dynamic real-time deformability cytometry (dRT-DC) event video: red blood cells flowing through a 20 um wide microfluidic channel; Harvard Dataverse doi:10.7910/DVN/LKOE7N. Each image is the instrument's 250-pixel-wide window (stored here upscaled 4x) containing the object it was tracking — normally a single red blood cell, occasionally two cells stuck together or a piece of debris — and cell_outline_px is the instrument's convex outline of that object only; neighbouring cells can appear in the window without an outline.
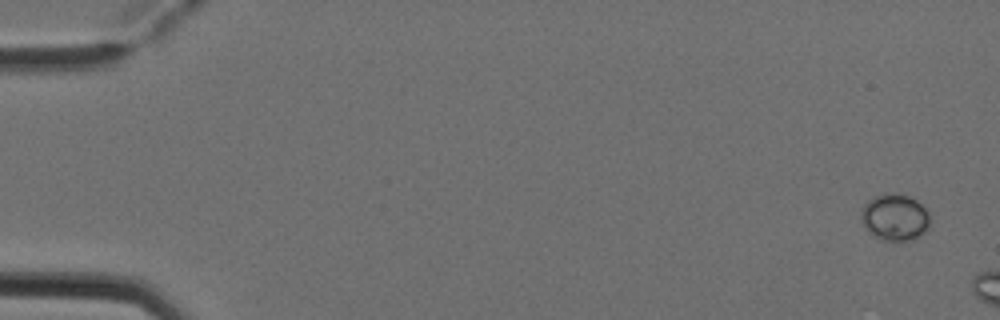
{"species": "Egyptian fruit bat (a non-hibernating species)", "species_latin": "Rousettus aegyptiacus", "temperature_condition": "cold", "stored_images_in_passage": 4, "camera_frame_rate_fps": 3000, "um_per_image_px": 0.085, "animal": {"sex": "female"}, "frame": {"image": 1, "passage_image": 1, "time_ms": 0.0, "image_size_px": [1000, 320], "cell_outline_px": [[928, 228], [916, 236], [908, 240], [884, 240], [872, 236], [864, 228], [860, 216], [864, 204], [868, 200], [876, 196], [908, 196], [916, 200], [928, 212]], "centroid_in_image_um": [76.0, 18.51], "position_along_channel_um": 9.0, "area_um2": 17.98}}